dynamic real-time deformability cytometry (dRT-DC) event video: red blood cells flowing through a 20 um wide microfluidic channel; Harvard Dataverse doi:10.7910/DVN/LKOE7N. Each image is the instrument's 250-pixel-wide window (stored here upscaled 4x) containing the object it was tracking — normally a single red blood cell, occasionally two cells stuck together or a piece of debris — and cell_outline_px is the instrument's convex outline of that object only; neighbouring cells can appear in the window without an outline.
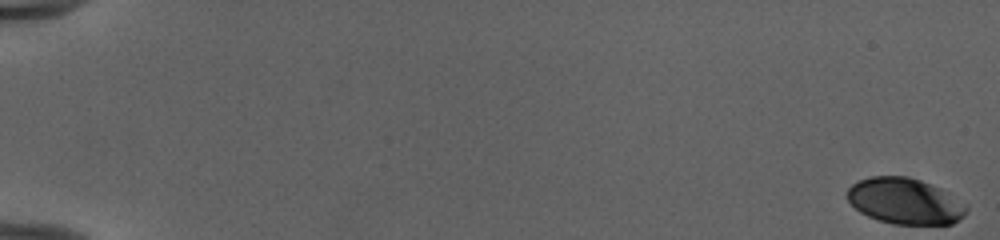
{"species": "human", "species_latin": "Homo sapiens", "temperature_condition": "cold", "stored_images_in_passage": 54, "camera_frame_rate_fps": 3000, "um_per_image_px": 0.085, "donor": {"sex": "female"}, "frame": {"image": 1, "passage_image": 1, "time_ms": 0.0, "image_size_px": [1000, 240], "cell_outline_px": [[968, 208], [964, 216], [952, 224], [892, 224], [868, 216], [860, 212], [848, 200], [848, 188], [852, 184], [860, 180], [872, 176], [908, 176], [920, 180], [940, 188], [968, 204]], "centroid_in_image_um": [76.95, 17.09], "position_along_channel_um": 8.0, "area_um2": 31.91}}
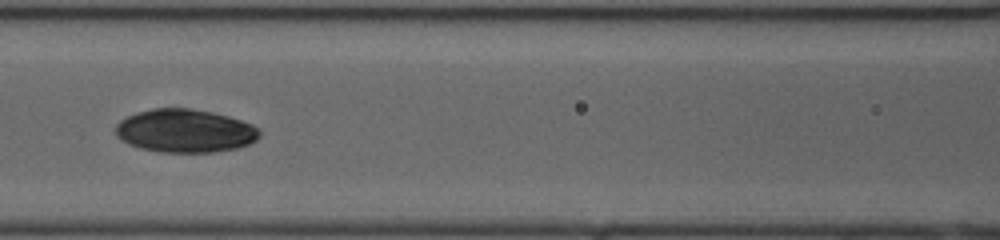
{"frame": {"image": 2, "passage_image": 27, "time_ms": 8.667, "image_size_px": [1000, 240], "cell_outline_px": [[260, 136], [256, 140], [248, 144], [236, 148], [212, 152], [160, 152], [140, 148], [128, 144], [120, 140], [116, 136], [116, 124], [120, 120], [136, 112], [152, 108], [192, 108], [212, 112], [228, 116], [252, 124], [260, 132]], "centroid_in_image_um": [15.69, 11.12], "position_along_channel_um": 150.9, "area_um2": 36.36}}
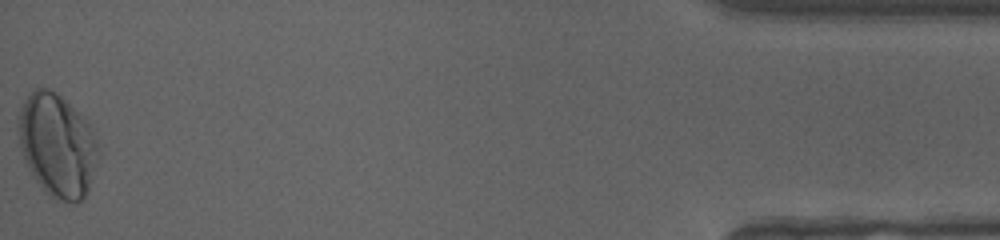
{"frame": {"image": 3, "passage_image": 54, "time_ms": 17.667, "image_size_px": [1000, 240], "cell_outline_px": [[96, 160], [88, 192], [84, 200], [72, 204], [56, 200], [48, 196], [44, 192], [36, 180], [24, 160], [16, 128], [16, 120], [20, 108], [28, 96], [36, 88], [48, 88], [56, 92], [92, 128], [96, 144]], "centroid_in_image_um": [4.82, 12.4], "position_along_channel_um": 430.4, "area_um2": 47.69}, "authors_computed_cell_mechanics": {"area_um2": 34.2754, "velocity_mm_per_s": 3.994, "shape_relaxation_time_tau1_ms": 5.5457, "shape_relaxation_time_tau2_ms": 2.3324, "deformation_change_tau1": 0.1747, "deformation_change_tau2": 0.0292}}